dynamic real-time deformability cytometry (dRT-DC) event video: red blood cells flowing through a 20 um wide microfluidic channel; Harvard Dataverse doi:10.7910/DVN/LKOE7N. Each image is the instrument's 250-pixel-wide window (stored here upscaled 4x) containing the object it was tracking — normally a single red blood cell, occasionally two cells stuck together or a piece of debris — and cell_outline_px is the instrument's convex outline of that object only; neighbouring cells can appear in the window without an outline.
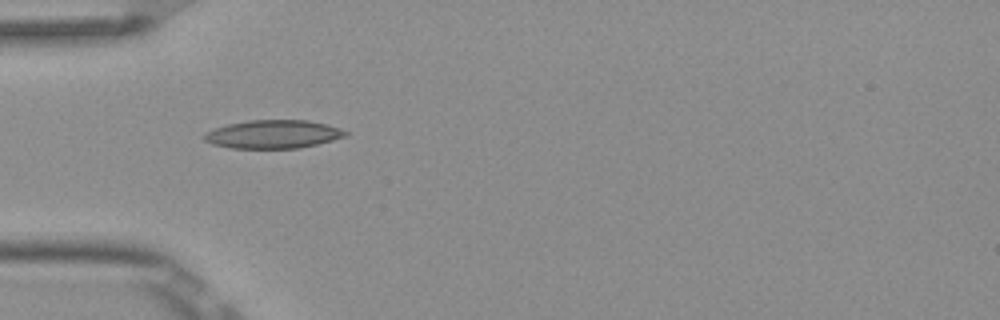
{"species": "Egyptian fruit bat (a non-hibernating species)", "species_latin": "Rousettus aegyptiacus", "temperature_condition": "room temperature", "stored_images_in_passage": 5, "camera_frame_rate_fps": 3000, "um_per_image_px": 0.085, "frame": {"image": 1, "passage_image": 4, "time_ms": 1.0, "image_size_px": [1000, 320], "cell_outline_px": [[348, 136], [300, 148], [232, 148], [212, 144], [204, 140], [200, 136], [204, 132], [228, 124], [248, 120], [308, 120], [328, 124], [340, 128], [348, 132]], "centroid_in_image_um": [23.21, 11.4], "position_along_channel_um": 61.8, "area_um2": 23.47}}
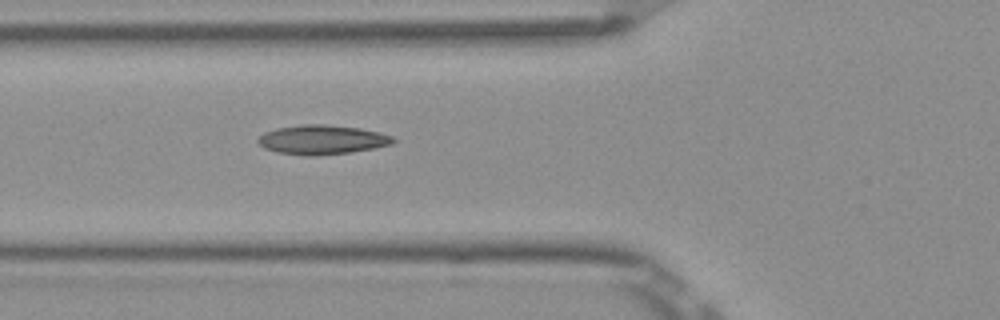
{"frame": {"image": 2, "passage_image": 5, "time_ms": 1.333, "image_size_px": [1000, 320], "cell_outline_px": [[396, 140], [392, 144], [352, 152], [312, 156], [304, 156], [276, 152], [264, 148], [256, 140], [264, 132], [276, 128], [300, 124], [324, 124], [360, 128], [380, 132], [392, 136]], "centroid_in_image_um": [27.35, 11.87], "position_along_channel_um": 98.4, "area_um2": 23.24}}